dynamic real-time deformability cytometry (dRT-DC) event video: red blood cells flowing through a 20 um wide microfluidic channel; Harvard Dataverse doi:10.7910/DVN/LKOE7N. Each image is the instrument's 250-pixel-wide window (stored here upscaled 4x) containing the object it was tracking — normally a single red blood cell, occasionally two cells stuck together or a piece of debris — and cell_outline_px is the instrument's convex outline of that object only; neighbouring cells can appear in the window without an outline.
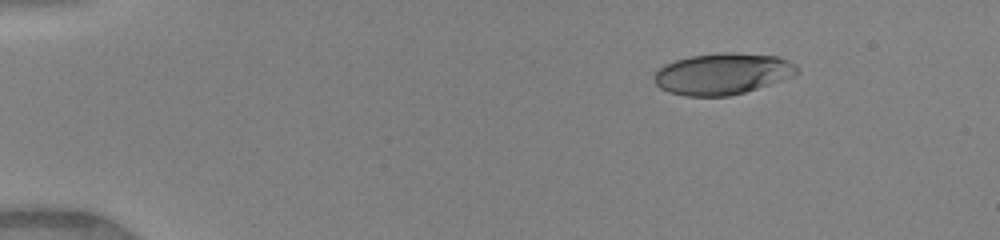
{"species": "human", "species_latin": "Homo sapiens", "temperature_condition": "warm", "stored_images_in_passage": 8, "camera_frame_rate_fps": 3000, "um_per_image_px": 0.085, "donor": {"sex": "female"}, "frame": {"image": 1, "passage_image": 3, "time_ms": 0.667, "image_size_px": [1000, 240], "cell_outline_px": [[800, 72], [792, 76], [744, 92], [728, 96], [684, 96], [668, 92], [660, 88], [652, 80], [652, 76], [664, 64], [676, 60], [692, 56], [720, 52], [732, 52], [776, 56], [788, 60], [796, 64]], "centroid_in_image_um": [61.38, 6.27], "position_along_channel_um": 23.6, "area_um2": 34.39}}